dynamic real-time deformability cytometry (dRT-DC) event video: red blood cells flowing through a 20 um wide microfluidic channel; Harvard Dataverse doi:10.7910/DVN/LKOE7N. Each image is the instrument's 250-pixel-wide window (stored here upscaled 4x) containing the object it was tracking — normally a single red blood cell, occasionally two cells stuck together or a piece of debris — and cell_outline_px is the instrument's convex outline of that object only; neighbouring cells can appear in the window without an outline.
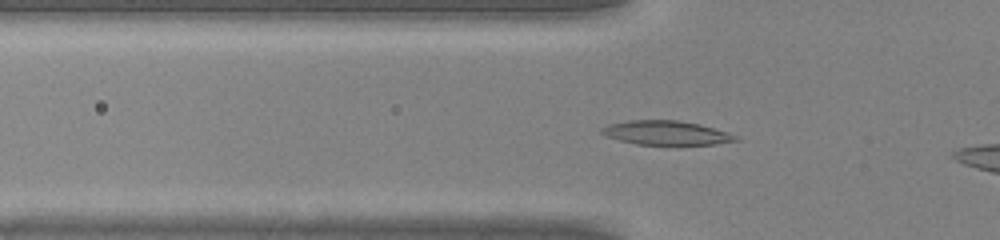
{"species": "common noctule bat (a hibernating species)", "species_latin": "Nyctalus noctula", "temperature_condition": "warm", "stored_images_in_passage": 30, "camera_frame_rate_fps": 3000, "um_per_image_px": 0.085, "animal": {"sex": "male", "body_mass_g": 20.0, "forearm_length_mm": 53.3}, "frame": {"image": 1, "passage_image": 8, "time_ms": 2.333, "image_size_px": [1000, 240], "cell_outline_px": [[740, 140], [716, 144], [636, 144], [604, 136], [600, 132], [600, 128], [608, 124], [628, 120], [676, 120], [700, 124], [728, 132], [736, 136]], "centroid_in_image_um": [56.59, 11.28], "position_along_channel_um": 69.2, "area_um2": 18.79}}
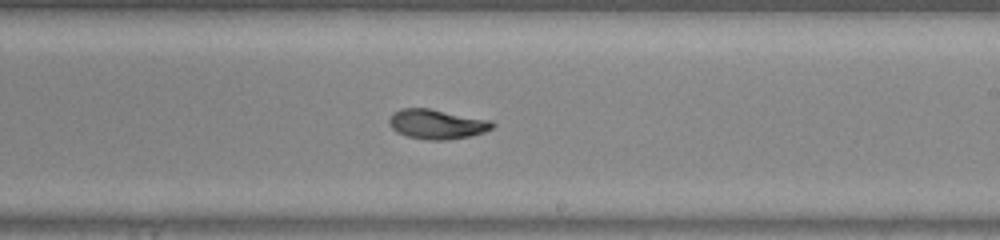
{"frame": {"image": 2, "passage_image": 20, "time_ms": 6.333, "image_size_px": [1000, 240], "cell_outline_px": [[496, 124], [492, 128], [484, 132], [468, 136], [448, 140], [428, 140], [408, 136], [396, 132], [388, 124], [388, 120], [392, 112], [400, 108], [428, 108], [492, 120]], "centroid_in_image_um": [37.11, 10.54], "position_along_channel_um": 251.9, "area_um2": 17.98}}
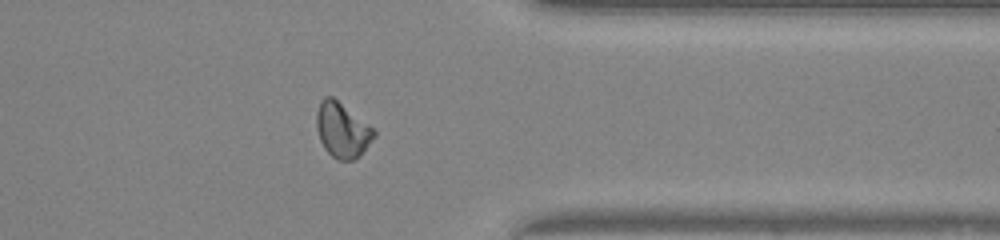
{"frame": {"image": 3, "passage_image": 29, "time_ms": 9.333, "image_size_px": [1000, 240], "cell_outline_px": [[376, 136], [356, 160], [336, 160], [324, 148], [320, 140], [316, 128], [316, 112], [320, 100], [324, 96], [332, 96], [372, 128], [376, 132]], "centroid_in_image_um": [29.06, 11.07], "position_along_channel_um": 382.3, "area_um2": 18.32}}